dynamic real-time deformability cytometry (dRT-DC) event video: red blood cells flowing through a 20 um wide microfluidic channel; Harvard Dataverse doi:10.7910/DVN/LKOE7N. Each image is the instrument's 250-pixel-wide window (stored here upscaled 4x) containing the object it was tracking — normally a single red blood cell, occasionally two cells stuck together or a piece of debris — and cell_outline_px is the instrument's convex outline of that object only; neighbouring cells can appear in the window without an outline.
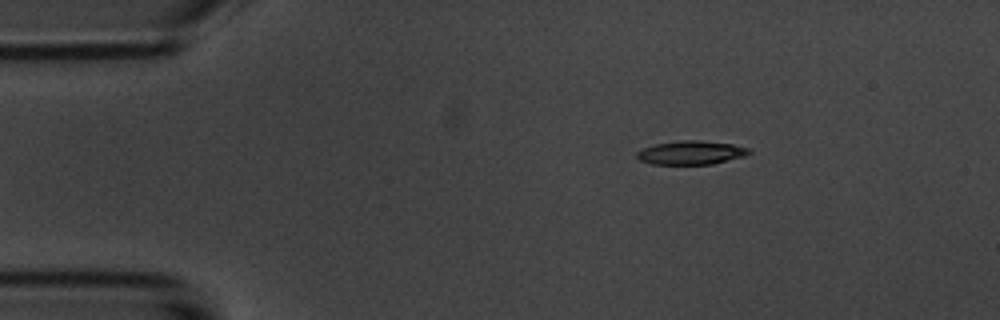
{"species": "common noctule bat (a hibernating species)", "species_latin": "Nyctalus noctula", "temperature_condition": "room temperature", "stored_images_in_passage": 3, "camera_frame_rate_fps": 3000, "um_per_image_px": 0.085, "animal": {"sex": "male", "body_mass_g": 20.1, "forearm_length_mm": 53.5}, "frame": {"image": 1, "passage_image": 1, "time_ms": 0.0, "image_size_px": [1000, 320], "cell_outline_px": [[752, 152], [744, 156], [712, 164], [652, 164], [640, 160], [636, 156], [636, 152], [644, 148], [656, 144], [680, 140], [696, 140], [732, 144], [748, 148]], "centroid_in_image_um": [58.73, 12.98], "position_along_channel_um": 26.3, "area_um2": 15.32}}
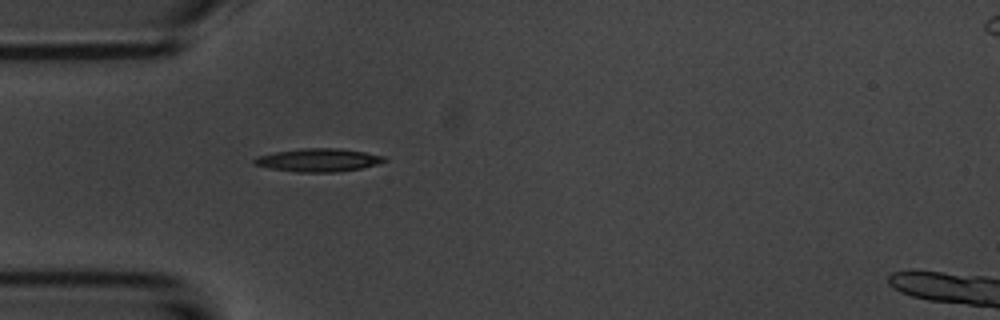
{"frame": {"image": 2, "passage_image": 3, "time_ms": 2.333, "image_size_px": [1000, 320], "cell_outline_px": [[388, 160], [376, 164], [360, 168], [336, 172], [296, 172], [272, 168], [252, 164], [252, 160], [256, 156], [276, 152], [300, 148], [336, 148], [364, 152], [384, 156]], "centroid_in_image_um": [27.03, 13.6], "position_along_channel_um": 58.0, "area_um2": 17.4}}